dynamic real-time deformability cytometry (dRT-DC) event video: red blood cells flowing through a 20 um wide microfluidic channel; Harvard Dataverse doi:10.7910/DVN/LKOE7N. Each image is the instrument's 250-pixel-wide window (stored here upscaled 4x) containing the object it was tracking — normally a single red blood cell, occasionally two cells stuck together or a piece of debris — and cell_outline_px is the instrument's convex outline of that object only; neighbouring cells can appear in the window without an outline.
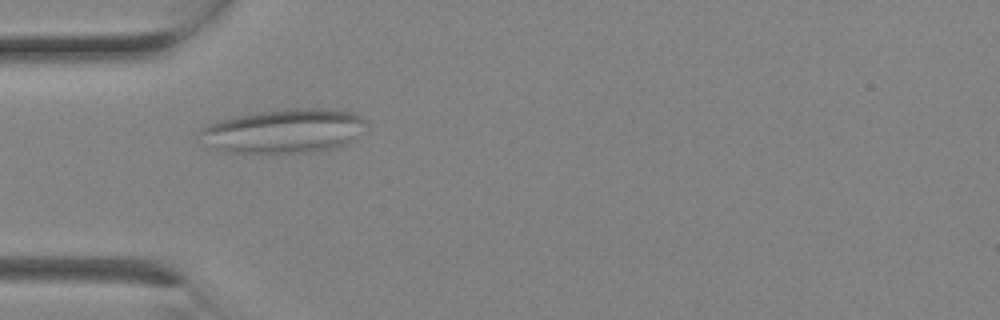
{"species": "Egyptian fruit bat (a non-hibernating species)", "species_latin": "Rousettus aegyptiacus", "temperature_condition": "room temperature", "stored_images_in_passage": 3, "camera_frame_rate_fps": 3000, "um_per_image_px": 0.085, "animal": {"sex": "female"}, "frame": {"image": 1, "passage_image": 3, "time_ms": 0.667, "image_size_px": [1000, 320], "cell_outline_px": [[368, 120], [356, 140], [348, 144], [316, 152], [272, 156], [220, 152], [212, 148], [200, 132], [200, 128], [204, 124], [220, 120], [260, 112], [296, 108], [328, 108], [356, 112]], "centroid_in_image_um": [24.19, 11.19], "position_along_channel_um": 60.8, "area_um2": 44.16}}